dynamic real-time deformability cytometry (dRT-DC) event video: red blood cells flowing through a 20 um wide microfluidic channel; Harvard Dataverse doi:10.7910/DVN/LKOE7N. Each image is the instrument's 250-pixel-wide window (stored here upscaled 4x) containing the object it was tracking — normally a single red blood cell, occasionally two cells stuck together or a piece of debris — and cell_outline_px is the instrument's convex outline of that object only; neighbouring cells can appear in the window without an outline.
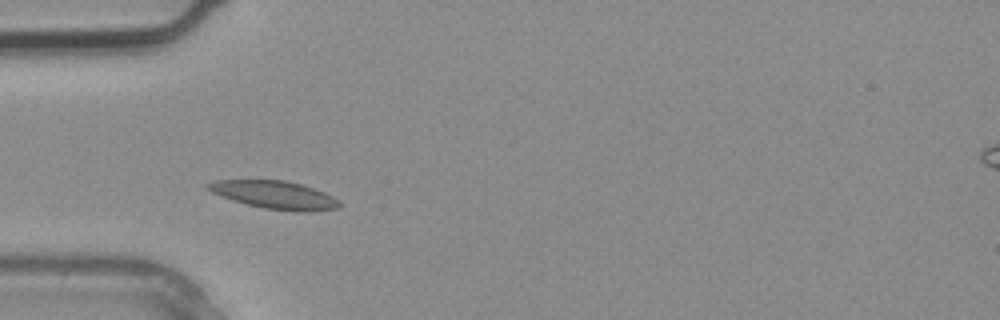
{"species": "common noctule bat (a hibernating species)", "species_latin": "Nyctalus noctula", "temperature_condition": "warm", "stored_images_in_passage": 1, "camera_frame_rate_fps": 3000, "um_per_image_px": 0.085, "animal": {"sex": "male", "body_mass_g": 20.4}, "frame": {"image": 1, "passage_image": 1, "time_ms": 0.0, "image_size_px": [1000, 320], "cell_outline_px": [[344, 204], [336, 208], [264, 208], [232, 200], [212, 192], [204, 188], [204, 184], [216, 180], [284, 180], [300, 184], [324, 192], [340, 200]], "centroid_in_image_um": [23.21, 16.49], "position_along_channel_um": 61.8, "area_um2": 20.23}}